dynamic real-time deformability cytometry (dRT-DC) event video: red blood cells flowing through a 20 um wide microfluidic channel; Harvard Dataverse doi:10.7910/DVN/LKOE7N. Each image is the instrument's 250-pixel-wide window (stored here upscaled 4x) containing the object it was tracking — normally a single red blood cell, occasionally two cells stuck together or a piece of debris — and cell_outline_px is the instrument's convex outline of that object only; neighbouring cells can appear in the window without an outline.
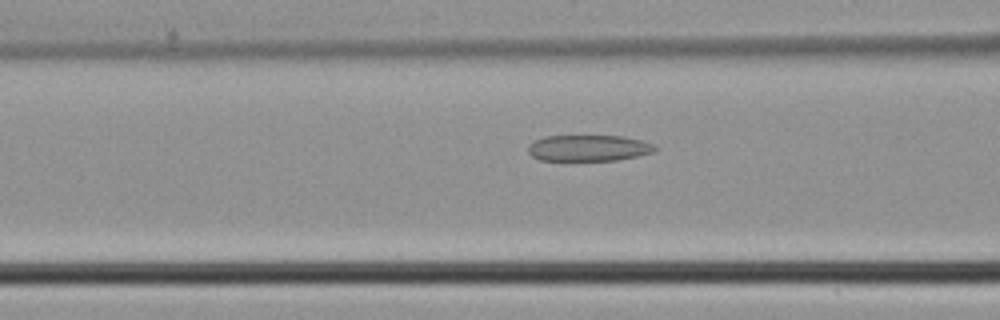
{"species": "common noctule bat (a hibernating species)", "species_latin": "Nyctalus noctula", "temperature_condition": "cold", "stored_images_in_passage": 43, "camera_frame_rate_fps": 3000, "um_per_image_px": 0.085, "animal": {"sex": "male", "body_mass_g": 21.5, "forearm_length_mm": 52.0}, "frame": {"image": 1, "passage_image": 16, "time_ms": 5.0, "image_size_px": [1000, 320], "cell_outline_px": [[660, 148], [656, 152], [616, 160], [540, 160], [532, 156], [528, 152], [528, 144], [532, 140], [544, 136], [624, 136], [656, 144]], "centroid_in_image_um": [50.05, 12.57], "position_along_channel_um": 116.6, "area_um2": 19.59}}
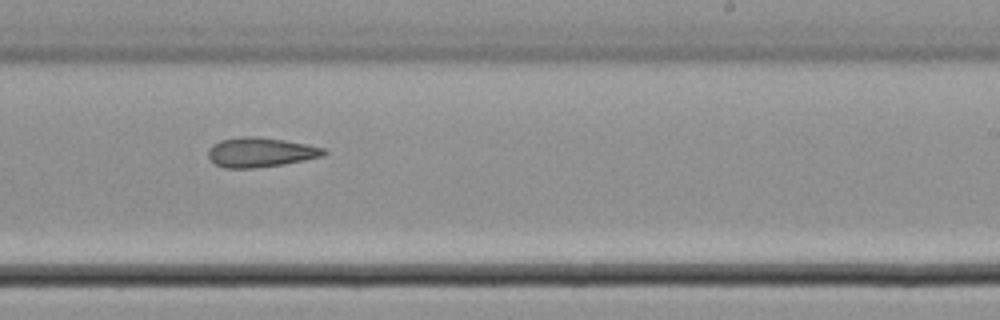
{"frame": {"image": 2, "passage_image": 26, "time_ms": 8.333, "image_size_px": [1000, 320], "cell_outline_px": [[328, 152], [324, 156], [284, 164], [252, 168], [224, 168], [216, 164], [208, 156], [208, 148], [212, 144], [220, 140], [240, 136], [260, 136], [308, 144], [324, 148]], "centroid_in_image_um": [22.14, 12.93], "position_along_channel_um": 266.9, "area_um2": 20.11}}
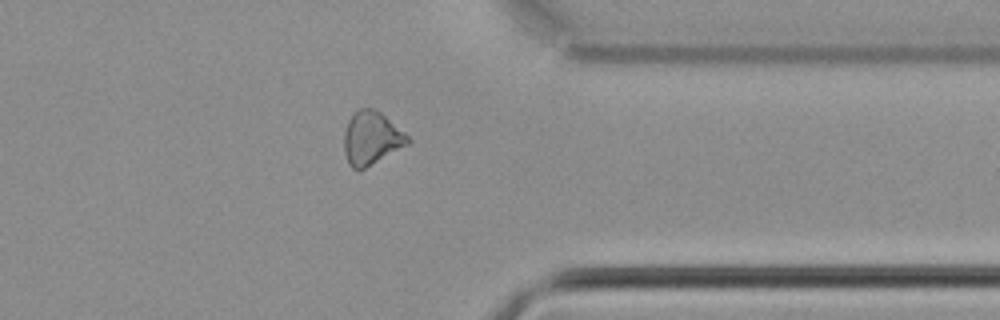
{"frame": {"image": 3, "passage_image": 34, "time_ms": 11.0, "image_size_px": [1000, 320], "cell_outline_px": [[412, 140], [408, 144], [364, 168], [352, 168], [348, 164], [344, 152], [344, 132], [348, 120], [360, 108], [372, 108], [380, 112], [404, 132]], "centroid_in_image_um": [31.56, 11.73], "position_along_channel_um": 379.8, "area_um2": 19.36}}